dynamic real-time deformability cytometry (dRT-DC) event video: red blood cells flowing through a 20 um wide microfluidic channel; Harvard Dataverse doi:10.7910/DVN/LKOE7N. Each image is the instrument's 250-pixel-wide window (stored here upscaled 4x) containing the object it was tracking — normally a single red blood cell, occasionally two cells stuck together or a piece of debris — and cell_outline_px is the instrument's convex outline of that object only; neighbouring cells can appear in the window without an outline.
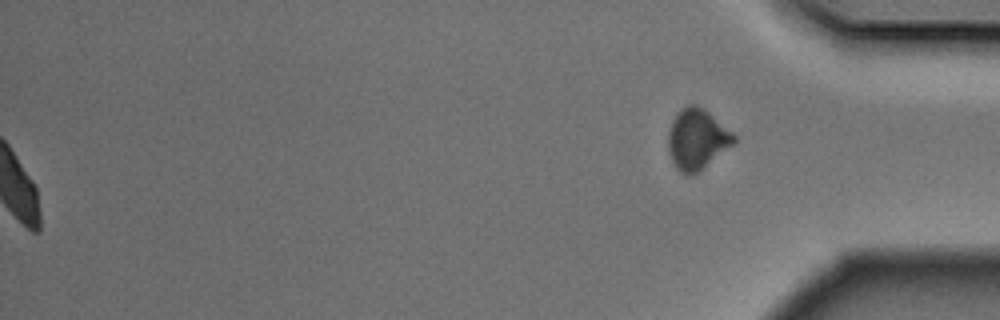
{"species": "Egyptian fruit bat (a non-hibernating species)", "species_latin": "Rousettus aegyptiacus", "temperature_condition": "cold", "stored_images_in_passage": 48, "segment_of_instrument_passage": [2, 2], "camera_frame_rate_fps": 3000, "um_per_image_px": 0.085, "animal": {"sex": "male"}, "frame": {"image": 1, "passage_image": 48, "time_ms": 15.667, "image_size_px": [1000, 320], "cell_outline_px": [[736, 140], [732, 144], [696, 172], [688, 176], [680, 172], [676, 168], [672, 160], [668, 148], [668, 132], [672, 120], [688, 104], [696, 104], [708, 112], [732, 132], [736, 136]], "centroid_in_image_um": [59.21, 11.82], "position_along_channel_um": 376.0, "area_um2": 22.43}}